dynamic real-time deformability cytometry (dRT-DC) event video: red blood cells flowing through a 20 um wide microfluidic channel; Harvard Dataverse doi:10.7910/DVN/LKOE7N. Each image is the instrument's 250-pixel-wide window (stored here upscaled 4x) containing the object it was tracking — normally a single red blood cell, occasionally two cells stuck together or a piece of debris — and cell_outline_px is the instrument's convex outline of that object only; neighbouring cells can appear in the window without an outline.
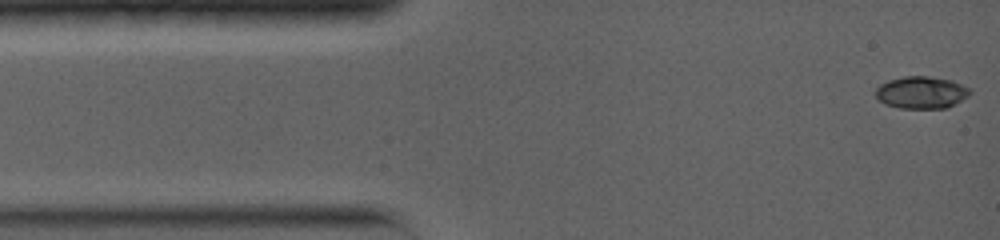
{"species": "common noctule bat (a hibernating species)", "species_latin": "Nyctalus noctula", "temperature_condition": "warm", "stored_images_in_passage": 16, "camera_frame_rate_fps": 5000, "um_per_image_px": 0.085, "animal": {"sex": "female", "body_mass_g": 19.0, "forearm_length_mm": 56.7}, "frame": {"image": 1, "passage_image": 1, "time_ms": 0.0, "image_size_px": [1000, 240], "cell_outline_px": [[972, 92], [968, 96], [948, 108], [900, 108], [884, 104], [876, 96], [876, 88], [880, 84], [888, 80], [904, 76], [928, 76], [952, 80], [968, 88]], "centroid_in_image_um": [78.31, 7.86], "position_along_channel_um": 6.7, "area_um2": 17.69}}
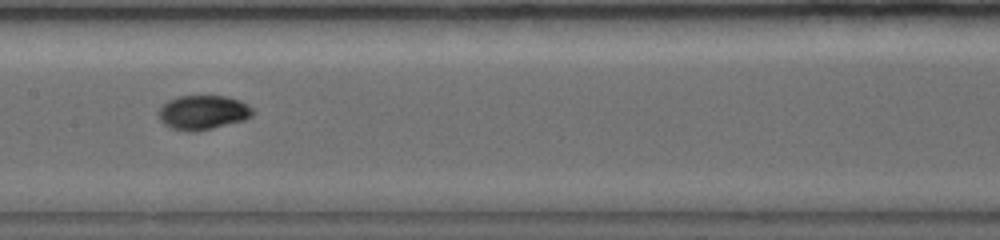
{"frame": {"image": 2, "passage_image": 7, "time_ms": 6.6, "image_size_px": [1000, 240], "cell_outline_px": [[252, 116], [244, 120], [212, 128], [192, 132], [188, 132], [172, 128], [164, 124], [160, 120], [160, 108], [168, 100], [176, 96], [224, 96], [240, 100], [248, 104], [252, 108]], "centroid_in_image_um": [17.26, 9.55], "position_along_channel_um": 190.1, "area_um2": 18.67}}
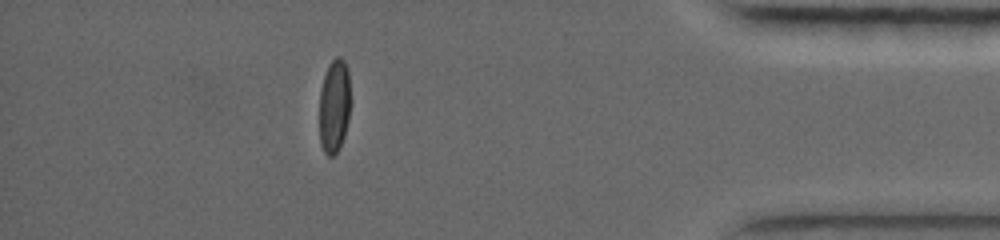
{"frame": {"image": 3, "passage_image": 13, "time_ms": 13.2, "image_size_px": [1000, 240], "cell_outline_px": [[348, 120], [344, 136], [340, 148], [332, 156], [328, 156], [324, 152], [320, 144], [320, 92], [324, 76], [328, 64], [336, 56], [340, 56], [344, 60], [348, 68]], "centroid_in_image_um": [28.39, 9.01], "position_along_channel_um": 406.8, "area_um2": 16.76}, "authors_computed_cell_mechanics": {"area_um2": 17.8891, "velocity_mm_per_s": 3.9454, "shape_relaxation_time_tau1_ms": 5.9589, "shape_relaxation_time_tau2_ms": 1.1246, "deformation_change_tau1": 0.2461, "deformation_change_tau2": 0.0187}}